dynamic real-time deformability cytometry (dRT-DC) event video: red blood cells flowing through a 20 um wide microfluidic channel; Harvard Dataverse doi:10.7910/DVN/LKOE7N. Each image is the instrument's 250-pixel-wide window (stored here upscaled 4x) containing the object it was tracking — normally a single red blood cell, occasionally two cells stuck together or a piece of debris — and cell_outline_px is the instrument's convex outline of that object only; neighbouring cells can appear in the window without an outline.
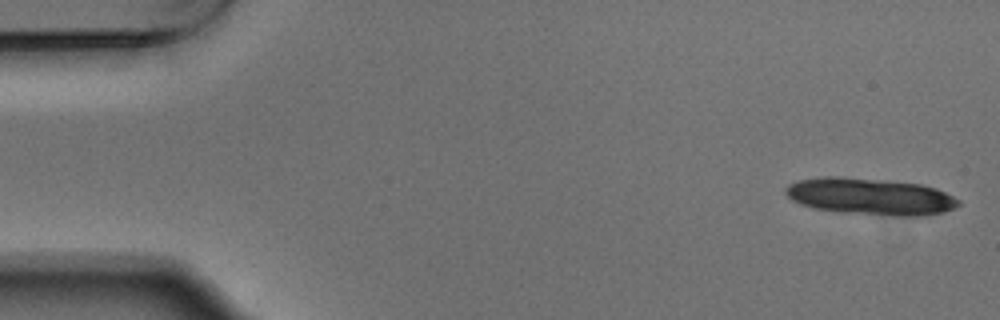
{"species": "Egyptian fruit bat (a non-hibernating species)", "species_latin": "Rousettus aegyptiacus", "temperature_condition": "warm", "stored_images_in_passage": 13, "camera_frame_rate_fps": 3000, "um_per_image_px": 0.085, "animal": {"sex": "male"}, "frame": {"image": 1, "passage_image": 1, "time_ms": 0.0, "image_size_px": [1000, 320], "cell_outline_px": [[960, 204], [956, 208], [944, 212], [924, 216], [896, 216], [844, 212], [812, 208], [800, 204], [792, 200], [784, 192], [784, 188], [788, 184], [800, 180], [824, 176], [840, 176], [920, 184], [936, 188], [960, 200]], "centroid_in_image_um": [73.97, 16.7], "position_along_channel_um": 11.0, "area_um2": 37.05}}